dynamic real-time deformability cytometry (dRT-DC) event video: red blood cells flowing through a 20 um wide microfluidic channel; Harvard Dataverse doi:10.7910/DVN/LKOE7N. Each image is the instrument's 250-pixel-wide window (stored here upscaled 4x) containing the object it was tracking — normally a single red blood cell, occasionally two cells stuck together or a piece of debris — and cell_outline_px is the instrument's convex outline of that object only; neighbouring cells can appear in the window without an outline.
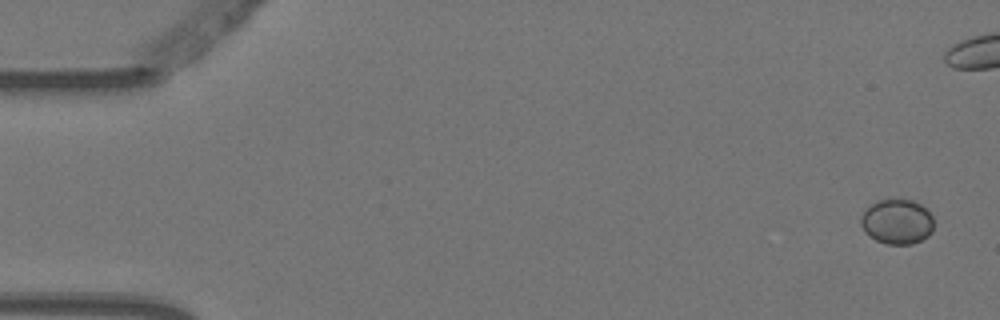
{"species": "Egyptian fruit bat (a non-hibernating species)", "species_latin": "Rousettus aegyptiacus", "temperature_condition": "warm", "stored_images_in_passage": 4, "camera_frame_rate_fps": 3000, "um_per_image_px": 0.085, "animal": {"sex": "female"}, "frame": {"image": 1, "passage_image": 1, "time_ms": 0.0, "image_size_px": [1000, 320], "cell_outline_px": [[932, 232], [928, 236], [912, 244], [888, 244], [876, 240], [864, 232], [860, 224], [860, 216], [876, 200], [888, 196], [912, 200], [920, 204], [932, 216]], "centroid_in_image_um": [76.21, 18.8], "position_along_channel_um": 8.8, "area_um2": 19.42}}